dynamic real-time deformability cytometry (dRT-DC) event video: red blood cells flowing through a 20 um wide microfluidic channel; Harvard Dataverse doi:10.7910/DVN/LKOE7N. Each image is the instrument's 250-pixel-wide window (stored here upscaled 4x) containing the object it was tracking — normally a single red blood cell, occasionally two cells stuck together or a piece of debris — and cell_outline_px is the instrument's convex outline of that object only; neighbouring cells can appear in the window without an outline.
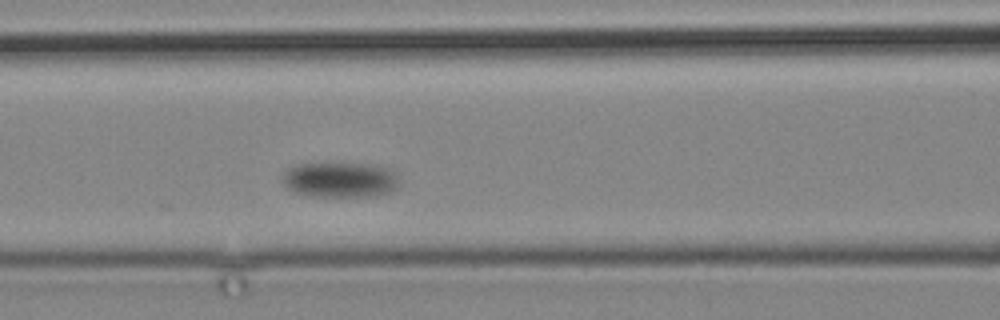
{"species": "common noctule bat (a hibernating species)", "species_latin": "Nyctalus noctula", "temperature_condition": "cold", "stored_images_in_passage": 4, "camera_frame_rate_fps": 3000, "um_per_image_px": 0.085, "animal": {"sex": "male", "body_mass_g": 19.2, "forearm_length_mm": 51.8}, "frame": {"image": 1, "passage_image": 4, "time_ms": 3.667, "image_size_px": [1000, 320], "cell_outline_px": [[400, 184], [392, 192], [376, 196], [308, 196], [292, 192], [280, 180], [284, 172], [288, 168], [296, 164], [368, 164], [388, 168], [396, 176]], "centroid_in_image_um": [28.87, 15.3], "position_along_channel_um": 137.7, "area_um2": 24.1}}